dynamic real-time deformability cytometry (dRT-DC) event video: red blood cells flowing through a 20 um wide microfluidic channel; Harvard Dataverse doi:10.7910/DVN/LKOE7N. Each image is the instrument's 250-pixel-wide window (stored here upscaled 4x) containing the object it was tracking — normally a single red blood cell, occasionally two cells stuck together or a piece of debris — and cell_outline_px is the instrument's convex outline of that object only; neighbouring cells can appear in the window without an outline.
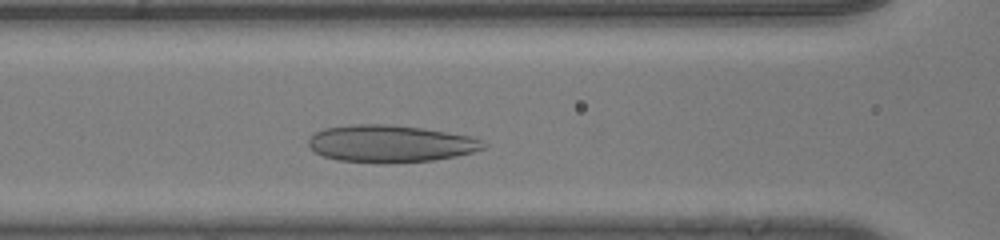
{"species": "human", "species_latin": "Homo sapiens", "temperature_condition": "room temperature", "stored_images_in_passage": 30, "camera_frame_rate_fps": 3000, "um_per_image_px": 0.085, "donor": {"sex": "male"}, "frame": {"image": 1, "passage_image": 9, "time_ms": 2.667, "image_size_px": [1000, 240], "cell_outline_px": [[484, 148], [472, 152], [456, 156], [432, 160], [384, 164], [380, 164], [336, 160], [324, 156], [316, 152], [308, 144], [308, 140], [316, 132], [324, 128], [352, 124], [384, 124], [420, 128], [468, 136], [480, 140]], "centroid_in_image_um": [33.11, 12.23], "position_along_channel_um": 133.5, "area_um2": 37.57}}
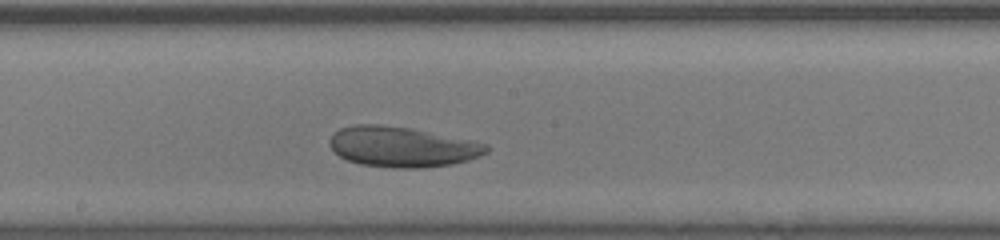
{"frame": {"image": 2, "passage_image": 15, "time_ms": 4.667, "image_size_px": [1000, 240], "cell_outline_px": [[488, 152], [468, 160], [452, 164], [420, 168], [392, 168], [360, 164], [348, 160], [340, 156], [332, 148], [332, 136], [340, 128], [356, 124], [376, 124], [408, 128], [484, 144], [488, 148]], "centroid_in_image_um": [34.14, 12.5], "position_along_channel_um": 214.1, "area_um2": 35.84}}
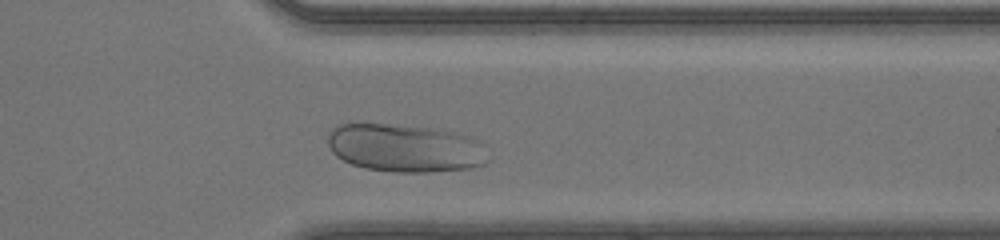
{"frame": {"image": 3, "passage_image": 27, "time_ms": 8.667, "image_size_px": [1000, 240], "cell_outline_px": [[488, 160], [484, 164], [472, 168], [432, 172], [396, 172], [364, 168], [352, 164], [336, 156], [332, 152], [328, 144], [328, 136], [332, 128], [340, 124], [388, 124], [432, 128], [452, 132], [468, 136], [484, 144]], "centroid_in_image_um": [34.44, 12.59], "position_along_channel_um": 377.0, "area_um2": 44.85}, "authors_computed_cell_mechanics": {"area_um2": 37.57, "velocity_mm_per_s": 4.0632, "shape_relaxation_time_tau1_ms": 3.4449, "shape_relaxation_time_tau2_ms": null, "deformation_change_tau1": 0.1211, "deformation_change_tau2": null}}